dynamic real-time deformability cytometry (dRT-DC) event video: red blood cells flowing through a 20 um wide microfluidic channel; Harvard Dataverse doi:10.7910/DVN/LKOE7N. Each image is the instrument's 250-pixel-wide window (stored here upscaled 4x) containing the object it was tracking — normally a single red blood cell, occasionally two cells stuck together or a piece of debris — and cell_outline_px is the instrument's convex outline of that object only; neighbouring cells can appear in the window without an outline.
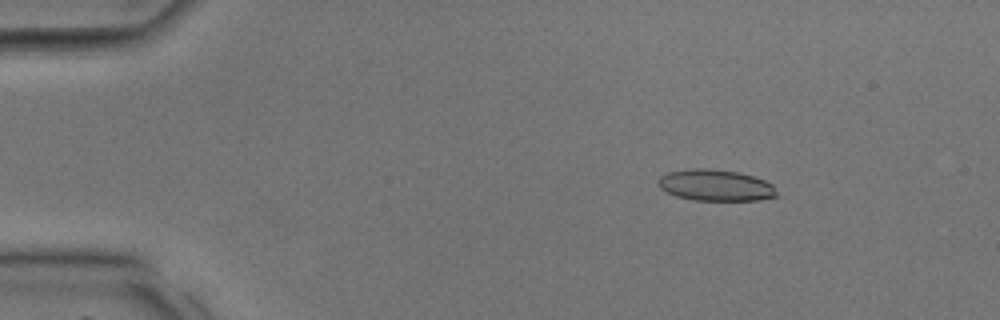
{"species": "common noctule bat (a hibernating species)", "species_latin": "Nyctalus noctula", "temperature_condition": "room temperature", "stored_images_in_passage": 13, "camera_frame_rate_fps": 3000, "um_per_image_px": 0.085, "animal": {"sex": "male", "body_mass_g": 17.9, "forearm_length_mm": 54.2}, "frame": {"image": 1, "passage_image": 4, "time_ms": 1.0, "image_size_px": [1000, 320], "cell_outline_px": [[776, 196], [760, 200], [692, 200], [676, 196], [660, 188], [656, 184], [656, 180], [660, 176], [668, 172], [692, 168], [708, 168], [736, 172], [752, 176], [764, 180], [772, 184], [776, 192]], "centroid_in_image_um": [60.77, 15.74], "position_along_channel_um": 24.2, "area_um2": 21.62}}
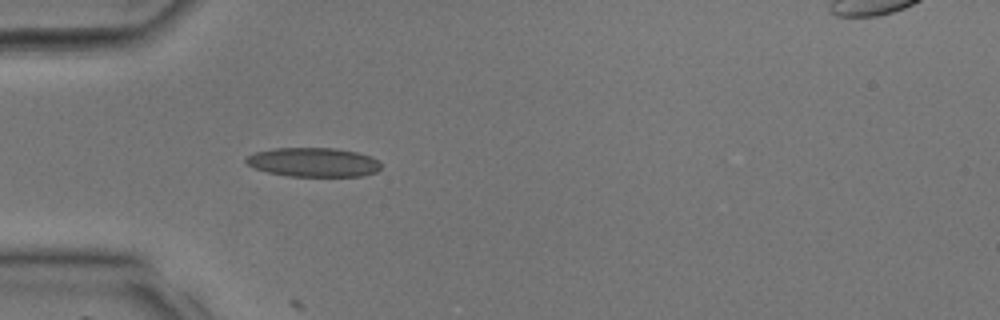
{"frame": {"image": 2, "passage_image": 10, "time_ms": 3.0, "image_size_px": [1000, 320], "cell_outline_px": [[380, 168], [376, 172], [364, 176], [288, 176], [268, 172], [256, 168], [248, 164], [244, 160], [248, 156], [256, 152], [272, 148], [336, 148], [356, 152], [368, 156], [376, 160], [380, 164]], "centroid_in_image_um": [26.63, 13.79], "position_along_channel_um": 58.4, "area_um2": 22.72}}
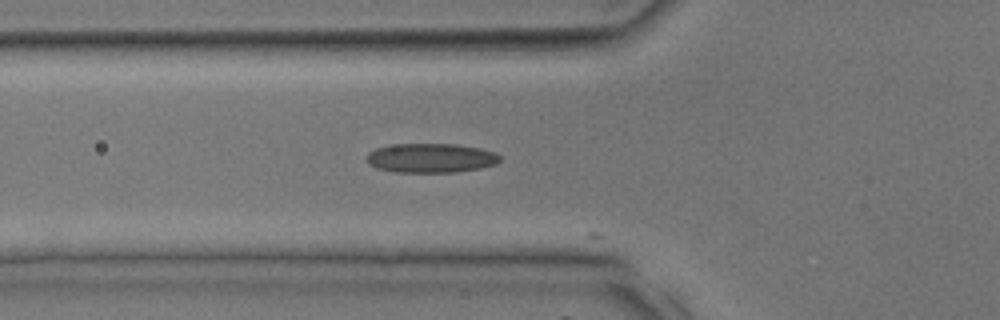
{"frame": {"image": 3, "passage_image": 12, "time_ms": 3.667, "image_size_px": [1000, 320], "cell_outline_px": [[500, 160], [496, 164], [480, 168], [456, 172], [392, 172], [376, 168], [368, 164], [368, 152], [376, 148], [396, 144], [456, 144], [480, 148], [496, 152], [500, 156]], "centroid_in_image_um": [36.63, 13.43], "position_along_channel_um": 89.2, "area_um2": 22.83}}